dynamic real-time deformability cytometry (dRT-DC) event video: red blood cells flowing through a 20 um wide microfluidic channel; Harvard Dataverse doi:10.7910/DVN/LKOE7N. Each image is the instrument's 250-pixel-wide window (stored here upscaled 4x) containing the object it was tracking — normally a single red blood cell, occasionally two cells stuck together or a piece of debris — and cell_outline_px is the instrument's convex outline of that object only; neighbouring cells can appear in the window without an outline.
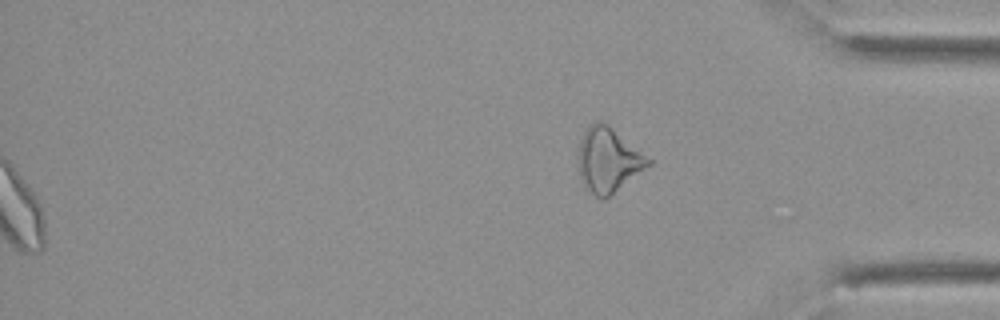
{"species": "Egyptian fruit bat (a non-hibernating species)", "species_latin": "Rousettus aegyptiacus", "temperature_condition": "cold", "stored_images_in_passage": 50, "segment_of_instrument_passage": [2, 2], "camera_frame_rate_fps": 3000, "um_per_image_px": 0.085, "animal": {"sex": "female"}, "frame": {"image": 1, "passage_image": 50, "time_ms": 16.333, "image_size_px": [1000, 320], "cell_outline_px": [[652, 164], [608, 196], [596, 196], [580, 180], [576, 160], [576, 156], [580, 140], [584, 132], [596, 120], [604, 120], [652, 160]], "centroid_in_image_um": [51.67, 13.54], "position_along_channel_um": 383.5, "area_um2": 26.24}}